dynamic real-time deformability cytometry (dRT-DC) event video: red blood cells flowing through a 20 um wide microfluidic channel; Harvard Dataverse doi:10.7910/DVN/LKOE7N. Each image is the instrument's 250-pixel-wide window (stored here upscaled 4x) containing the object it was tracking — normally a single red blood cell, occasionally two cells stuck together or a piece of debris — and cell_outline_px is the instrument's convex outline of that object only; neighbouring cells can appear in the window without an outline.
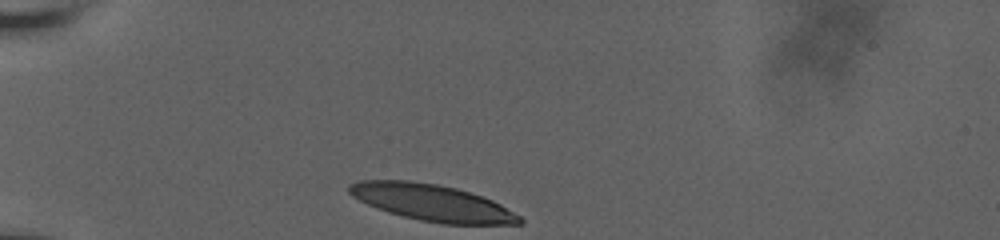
{"species": "human", "species_latin": "Homo sapiens", "temperature_condition": "room temperature", "stored_images_in_passage": 8, "camera_frame_rate_fps": 3000, "um_per_image_px": 0.085, "donor": {"sex": "male"}, "frame": {"image": 1, "passage_image": 1, "time_ms": 0.0, "image_size_px": [1000, 240], "cell_outline_px": [[524, 224], [444, 224], [420, 220], [388, 212], [376, 208], [352, 196], [348, 192], [348, 184], [360, 180], [412, 180], [436, 184], [456, 188], [492, 200], [500, 204], [520, 216], [524, 220]], "centroid_in_image_um": [36.71, 17.22], "position_along_channel_um": 48.3, "area_um2": 36.13}}
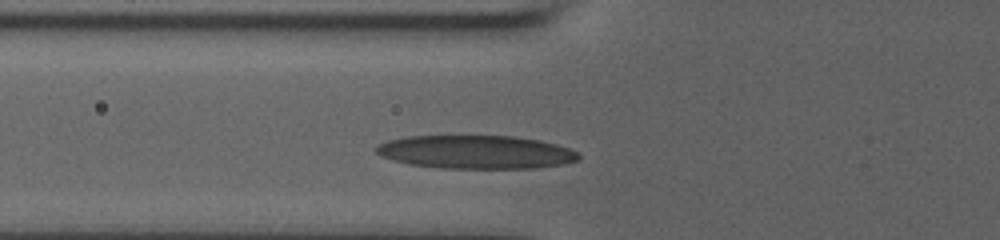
{"frame": {"image": 2, "passage_image": 7, "time_ms": 2.0, "image_size_px": [1000, 240], "cell_outline_px": [[580, 160], [564, 164], [536, 168], [440, 168], [408, 164], [392, 160], [380, 156], [372, 148], [376, 144], [388, 140], [408, 136], [516, 136], [540, 140], [556, 144], [568, 148], [576, 152], [580, 156]], "centroid_in_image_um": [40.41, 12.92], "position_along_channel_um": 85.4, "area_um2": 39.71}}